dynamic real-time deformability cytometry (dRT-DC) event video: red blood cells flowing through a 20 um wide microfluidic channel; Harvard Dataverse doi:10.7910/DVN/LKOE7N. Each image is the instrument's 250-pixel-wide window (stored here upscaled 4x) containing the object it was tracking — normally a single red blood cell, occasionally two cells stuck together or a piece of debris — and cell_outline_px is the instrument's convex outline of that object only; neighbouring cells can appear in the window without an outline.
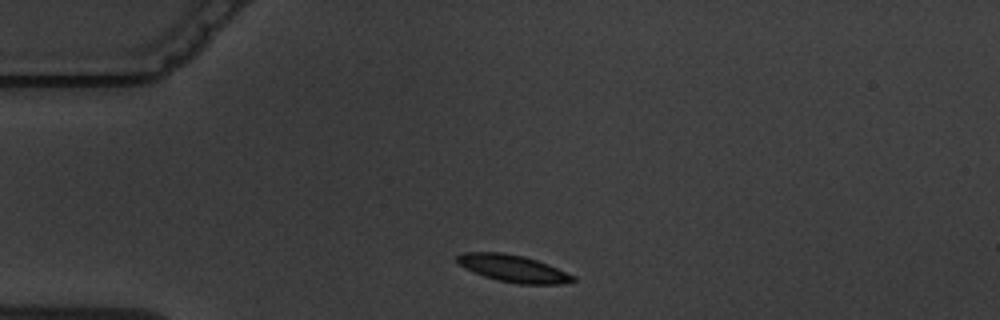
{"species": "common noctule bat (a hibernating species)", "species_latin": "Nyctalus noctula", "temperature_condition": "warm", "stored_images_in_passage": 2, "camera_frame_rate_fps": 3000, "um_per_image_px": 0.085, "animal": {"sex": "male", "body_mass_g": 19.5, "forearm_length_mm": 54.6}, "frame": {"image": 1, "passage_image": 1, "time_ms": 0.0, "image_size_px": [1000, 320], "cell_outline_px": [[576, 280], [560, 284], [520, 284], [500, 280], [484, 276], [464, 268], [456, 260], [456, 256], [464, 252], [504, 252], [524, 256], [548, 264], [576, 276]], "centroid_in_image_um": [43.63, 22.81], "position_along_channel_um": 41.4, "area_um2": 18.21}}